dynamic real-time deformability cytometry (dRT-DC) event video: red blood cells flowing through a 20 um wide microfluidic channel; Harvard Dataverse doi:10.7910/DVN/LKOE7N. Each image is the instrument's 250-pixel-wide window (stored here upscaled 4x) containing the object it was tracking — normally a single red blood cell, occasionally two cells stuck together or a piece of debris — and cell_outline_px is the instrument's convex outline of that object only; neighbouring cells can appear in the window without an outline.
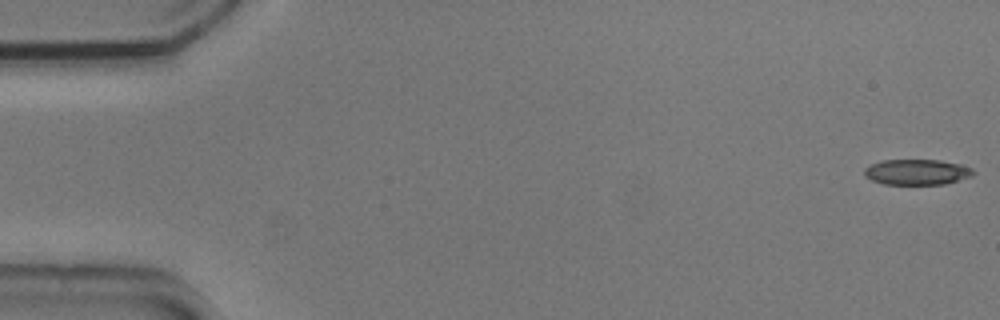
{"species": "common noctule bat (a hibernating species)", "species_latin": "Nyctalus noctula", "temperature_condition": "cold", "stored_images_in_passage": 6, "camera_frame_rate_fps": 3000, "um_per_image_px": 0.085, "animal": {"sex": "male", "body_mass_g": 20.5, "forearm_length_mm": 52.5}, "frame": {"image": 1, "passage_image": 1, "time_ms": 0.0, "image_size_px": [1000, 320], "cell_outline_px": [[976, 172], [972, 176], [944, 184], [884, 184], [872, 180], [864, 176], [864, 168], [872, 164], [884, 160], [940, 160], [960, 164], [972, 168]], "centroid_in_image_um": [77.95, 14.62], "position_along_channel_um": 7.1, "area_um2": 16.18}}
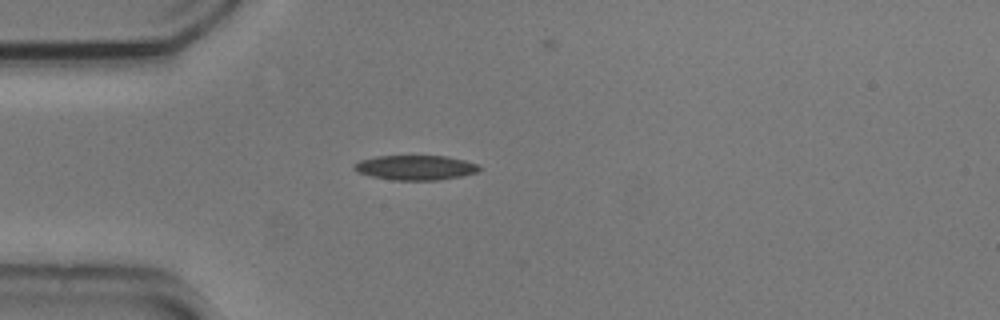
{"frame": {"image": 2, "passage_image": 5, "time_ms": 1.333, "image_size_px": [1000, 320], "cell_outline_px": [[480, 168], [476, 172], [460, 176], [440, 180], [392, 180], [372, 176], [356, 172], [352, 168], [352, 164], [360, 160], [376, 156], [448, 156], [464, 160], [476, 164]], "centroid_in_image_um": [35.25, 14.24], "position_along_channel_um": 49.8, "area_um2": 18.03}}